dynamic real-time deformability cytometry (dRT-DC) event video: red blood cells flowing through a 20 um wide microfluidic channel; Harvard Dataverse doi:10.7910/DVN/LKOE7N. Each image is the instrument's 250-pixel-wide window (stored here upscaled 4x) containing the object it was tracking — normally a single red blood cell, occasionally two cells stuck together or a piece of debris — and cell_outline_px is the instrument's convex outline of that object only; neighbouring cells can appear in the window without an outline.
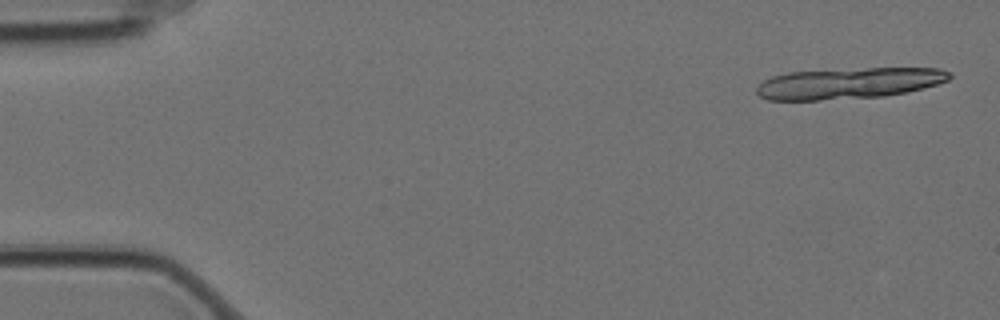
{"species": "Egyptian fruit bat (a non-hibernating species)", "species_latin": "Rousettus aegyptiacus", "temperature_condition": "cold", "stored_images_in_passage": 5, "camera_frame_rate_fps": 3000, "um_per_image_px": 0.085, "animal": {"sex": "female"}, "frame": {"image": 1, "passage_image": 1, "time_ms": 0.0, "image_size_px": [1000, 320], "cell_outline_px": [[952, 76], [948, 80], [936, 84], [904, 92], [884, 96], [820, 100], [768, 100], [760, 96], [756, 92], [756, 88], [764, 80], [772, 76], [788, 72], [868, 68], [940, 68], [952, 72]], "centroid_in_image_um": [72.14, 7.07], "position_along_channel_um": 12.9, "area_um2": 34.74}}